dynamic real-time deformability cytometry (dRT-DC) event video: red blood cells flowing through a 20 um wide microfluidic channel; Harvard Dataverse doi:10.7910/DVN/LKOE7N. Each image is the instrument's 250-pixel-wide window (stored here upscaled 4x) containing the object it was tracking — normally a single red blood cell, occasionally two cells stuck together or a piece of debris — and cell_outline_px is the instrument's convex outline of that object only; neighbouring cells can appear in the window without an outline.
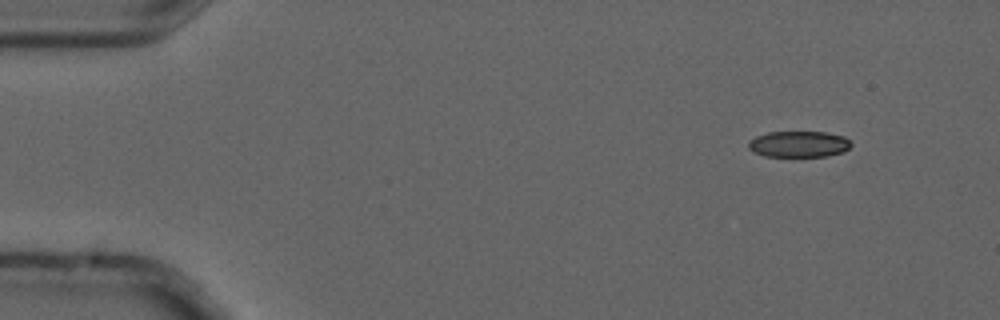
{"species": "common noctule bat (a hibernating species)", "species_latin": "Nyctalus noctula", "temperature_condition": "cold", "stored_images_in_passage": 4, "camera_frame_rate_fps": 3000, "um_per_image_px": 0.085, "animal": {"sex": "male", "forearm_length_mm": 52.5}, "frame": {"image": 1, "passage_image": 1, "time_ms": 0.0, "image_size_px": [1000, 320], "cell_outline_px": [[852, 144], [844, 152], [828, 156], [764, 156], [748, 148], [748, 140], [756, 136], [768, 132], [828, 132], [844, 136]], "centroid_in_image_um": [67.9, 12.24], "position_along_channel_um": 17.1, "area_um2": 15.66}}